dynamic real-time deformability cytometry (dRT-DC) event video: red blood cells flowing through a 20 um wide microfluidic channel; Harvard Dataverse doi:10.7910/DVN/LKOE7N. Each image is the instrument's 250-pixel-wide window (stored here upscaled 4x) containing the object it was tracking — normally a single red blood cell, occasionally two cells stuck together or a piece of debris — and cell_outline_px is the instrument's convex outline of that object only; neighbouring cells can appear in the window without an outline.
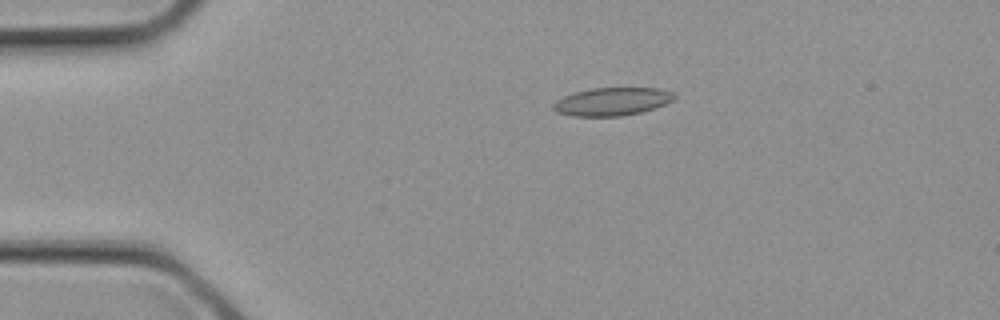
{"species": "common noctule bat (a hibernating species)", "species_latin": "Nyctalus noctula", "temperature_condition": "cold", "stored_images_in_passage": 3, "camera_frame_rate_fps": 3000, "um_per_image_px": 0.085, "animal": {"sex": "female", "body_mass_g": 21.9}, "frame": {"image": 1, "passage_image": 2, "time_ms": 0.333, "image_size_px": [1000, 320], "cell_outline_px": [[676, 96], [672, 100], [664, 104], [640, 112], [620, 116], [572, 116], [556, 112], [552, 108], [552, 104], [556, 100], [564, 96], [576, 92], [592, 88], [660, 88], [672, 92]], "centroid_in_image_um": [51.99, 8.63], "position_along_channel_um": 33.0, "area_um2": 19.59}}